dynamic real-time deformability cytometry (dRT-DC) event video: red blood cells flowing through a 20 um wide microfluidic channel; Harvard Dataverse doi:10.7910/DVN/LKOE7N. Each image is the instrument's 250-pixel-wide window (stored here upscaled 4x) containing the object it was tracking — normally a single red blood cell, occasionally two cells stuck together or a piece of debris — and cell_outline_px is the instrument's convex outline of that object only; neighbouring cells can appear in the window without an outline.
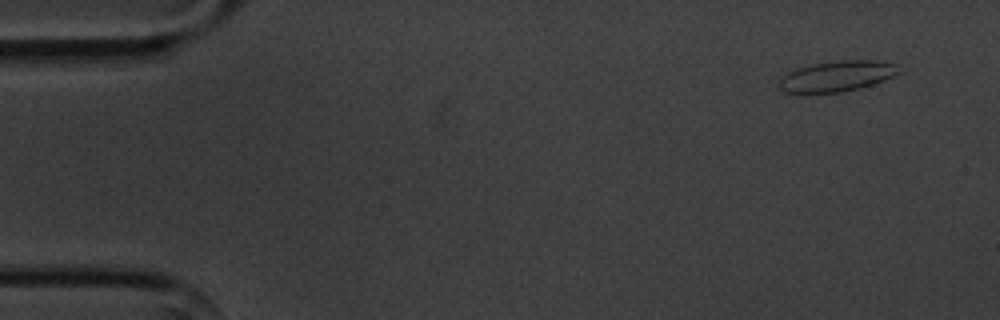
{"species": "common noctule bat (a hibernating species)", "species_latin": "Nyctalus noctula", "temperature_condition": "cold", "stored_images_in_passage": 5, "camera_frame_rate_fps": 3000, "um_per_image_px": 0.085, "animal": {"sex": "male", "body_mass_g": 20.1, "forearm_length_mm": 53.5}, "frame": {"image": 1, "passage_image": 1, "time_ms": 0.0, "image_size_px": [1000, 320], "cell_outline_px": [[900, 72], [884, 80], [860, 88], [840, 92], [784, 92], [780, 88], [780, 80], [788, 72], [796, 68], [812, 64], [840, 60], [880, 60], [896, 64]], "centroid_in_image_um": [71.17, 6.46], "position_along_channel_um": 13.8, "area_um2": 21.1}}
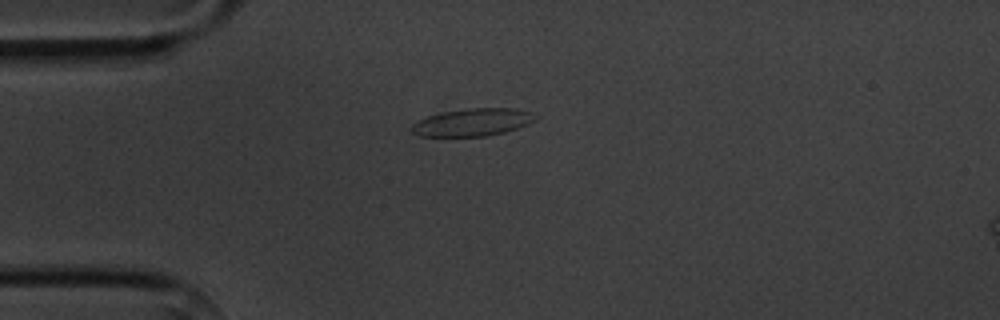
{"frame": {"image": 2, "passage_image": 4, "time_ms": 3.333, "image_size_px": [1000, 320], "cell_outline_px": [[540, 116], [536, 120], [528, 124], [504, 132], [488, 136], [416, 136], [412, 132], [412, 124], [416, 120], [428, 116], [444, 112], [468, 108], [516, 108], [532, 112]], "centroid_in_image_um": [40.2, 10.39], "position_along_channel_um": 44.8, "area_um2": 20.0}}